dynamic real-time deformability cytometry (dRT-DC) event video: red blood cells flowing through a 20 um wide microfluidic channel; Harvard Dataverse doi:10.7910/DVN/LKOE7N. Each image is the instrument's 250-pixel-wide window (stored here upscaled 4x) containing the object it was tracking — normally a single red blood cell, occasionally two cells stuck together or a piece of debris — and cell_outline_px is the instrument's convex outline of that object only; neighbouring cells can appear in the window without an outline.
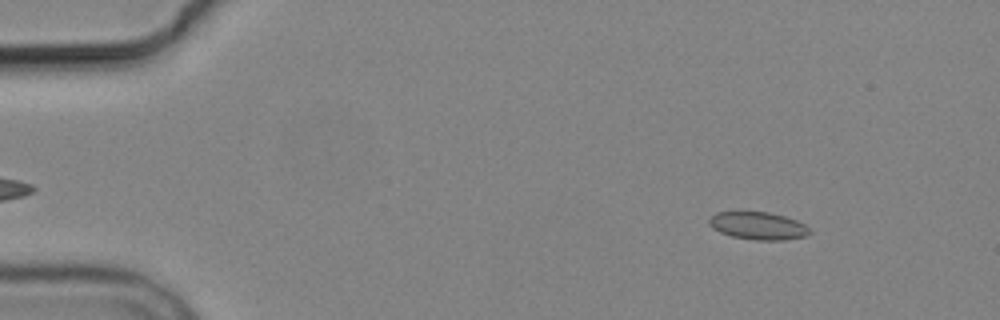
{"species": "common noctule bat (a hibernating species)", "species_latin": "Nyctalus noctula", "temperature_condition": "cold", "stored_images_in_passage": 4, "camera_frame_rate_fps": 3000, "um_per_image_px": 0.085, "animal": {"sex": "male", "body_mass_g": 19.2, "forearm_length_mm": 51.8}, "frame": {"image": 1, "passage_image": 1, "time_ms": 0.0, "image_size_px": [1000, 320], "cell_outline_px": [[812, 232], [804, 236], [784, 240], [756, 240], [732, 236], [720, 232], [712, 228], [708, 224], [708, 220], [716, 212], [768, 212], [784, 216], [796, 220], [804, 224]], "centroid_in_image_um": [64.42, 19.19], "position_along_channel_um": 20.6, "area_um2": 16.07}}
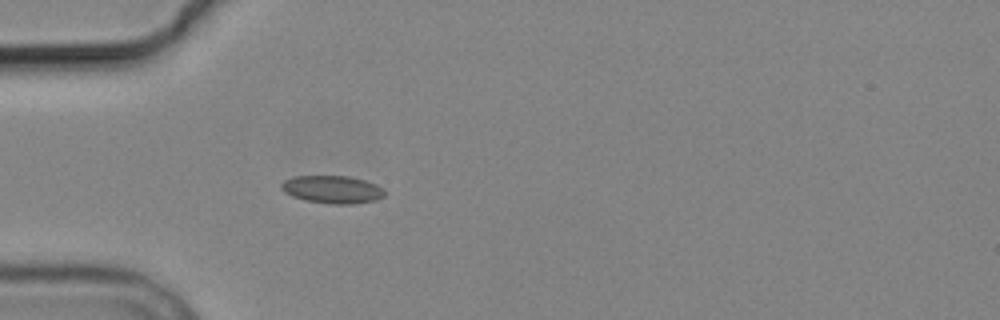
{"frame": {"image": 2, "passage_image": 4, "time_ms": 3.333, "image_size_px": [1000, 320], "cell_outline_px": [[388, 192], [384, 196], [376, 200], [352, 204], [332, 204], [308, 200], [292, 196], [284, 192], [280, 188], [280, 184], [284, 180], [292, 176], [348, 176], [364, 180], [376, 184], [384, 188]], "centroid_in_image_um": [28.27, 16.1], "position_along_channel_um": 56.7, "area_um2": 16.82}}